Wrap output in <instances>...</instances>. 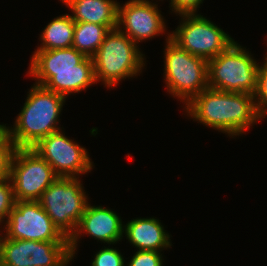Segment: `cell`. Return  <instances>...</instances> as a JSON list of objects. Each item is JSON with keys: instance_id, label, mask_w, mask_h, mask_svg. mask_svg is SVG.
<instances>
[{"instance_id": "obj_6", "label": "cell", "mask_w": 267, "mask_h": 266, "mask_svg": "<svg viewBox=\"0 0 267 266\" xmlns=\"http://www.w3.org/2000/svg\"><path fill=\"white\" fill-rule=\"evenodd\" d=\"M259 66L251 53L234 41L208 60V86L225 92L255 95Z\"/></svg>"}, {"instance_id": "obj_25", "label": "cell", "mask_w": 267, "mask_h": 266, "mask_svg": "<svg viewBox=\"0 0 267 266\" xmlns=\"http://www.w3.org/2000/svg\"><path fill=\"white\" fill-rule=\"evenodd\" d=\"M4 124H0V131L3 129Z\"/></svg>"}, {"instance_id": "obj_13", "label": "cell", "mask_w": 267, "mask_h": 266, "mask_svg": "<svg viewBox=\"0 0 267 266\" xmlns=\"http://www.w3.org/2000/svg\"><path fill=\"white\" fill-rule=\"evenodd\" d=\"M158 9L150 0H128L122 6L119 3L117 28L136 44L159 36L167 28Z\"/></svg>"}, {"instance_id": "obj_22", "label": "cell", "mask_w": 267, "mask_h": 266, "mask_svg": "<svg viewBox=\"0 0 267 266\" xmlns=\"http://www.w3.org/2000/svg\"><path fill=\"white\" fill-rule=\"evenodd\" d=\"M123 255L116 248L105 247L100 249L91 261V266H125Z\"/></svg>"}, {"instance_id": "obj_18", "label": "cell", "mask_w": 267, "mask_h": 266, "mask_svg": "<svg viewBox=\"0 0 267 266\" xmlns=\"http://www.w3.org/2000/svg\"><path fill=\"white\" fill-rule=\"evenodd\" d=\"M109 31L104 25L75 22L72 47L83 53L86 57H92L100 48Z\"/></svg>"}, {"instance_id": "obj_10", "label": "cell", "mask_w": 267, "mask_h": 266, "mask_svg": "<svg viewBox=\"0 0 267 266\" xmlns=\"http://www.w3.org/2000/svg\"><path fill=\"white\" fill-rule=\"evenodd\" d=\"M57 177L50 164L32 148L15 149L9 175L15 200L37 201Z\"/></svg>"}, {"instance_id": "obj_8", "label": "cell", "mask_w": 267, "mask_h": 266, "mask_svg": "<svg viewBox=\"0 0 267 266\" xmlns=\"http://www.w3.org/2000/svg\"><path fill=\"white\" fill-rule=\"evenodd\" d=\"M180 25L170 38L191 55L207 61L226 50L235 40L223 29L198 13L179 14Z\"/></svg>"}, {"instance_id": "obj_21", "label": "cell", "mask_w": 267, "mask_h": 266, "mask_svg": "<svg viewBox=\"0 0 267 266\" xmlns=\"http://www.w3.org/2000/svg\"><path fill=\"white\" fill-rule=\"evenodd\" d=\"M15 198L11 180L6 178L0 181V225L5 224L10 211L14 207ZM6 217V218H5ZM5 221V222H4Z\"/></svg>"}, {"instance_id": "obj_17", "label": "cell", "mask_w": 267, "mask_h": 266, "mask_svg": "<svg viewBox=\"0 0 267 266\" xmlns=\"http://www.w3.org/2000/svg\"><path fill=\"white\" fill-rule=\"evenodd\" d=\"M75 21L70 14L57 16L43 29L40 46L36 50L70 48L73 45Z\"/></svg>"}, {"instance_id": "obj_1", "label": "cell", "mask_w": 267, "mask_h": 266, "mask_svg": "<svg viewBox=\"0 0 267 266\" xmlns=\"http://www.w3.org/2000/svg\"><path fill=\"white\" fill-rule=\"evenodd\" d=\"M187 116L232 138L259 122L255 96L225 92L208 87L194 97L184 109Z\"/></svg>"}, {"instance_id": "obj_19", "label": "cell", "mask_w": 267, "mask_h": 266, "mask_svg": "<svg viewBox=\"0 0 267 266\" xmlns=\"http://www.w3.org/2000/svg\"><path fill=\"white\" fill-rule=\"evenodd\" d=\"M264 58V64L259 66L257 90L254 95L260 119L267 115V54Z\"/></svg>"}, {"instance_id": "obj_5", "label": "cell", "mask_w": 267, "mask_h": 266, "mask_svg": "<svg viewBox=\"0 0 267 266\" xmlns=\"http://www.w3.org/2000/svg\"><path fill=\"white\" fill-rule=\"evenodd\" d=\"M164 48V79L169 94L186 106L208 86V61L182 49L168 34Z\"/></svg>"}, {"instance_id": "obj_16", "label": "cell", "mask_w": 267, "mask_h": 266, "mask_svg": "<svg viewBox=\"0 0 267 266\" xmlns=\"http://www.w3.org/2000/svg\"><path fill=\"white\" fill-rule=\"evenodd\" d=\"M72 14L75 22H89L106 26L109 30L117 28L118 5L115 0H60Z\"/></svg>"}, {"instance_id": "obj_24", "label": "cell", "mask_w": 267, "mask_h": 266, "mask_svg": "<svg viewBox=\"0 0 267 266\" xmlns=\"http://www.w3.org/2000/svg\"><path fill=\"white\" fill-rule=\"evenodd\" d=\"M204 0H170V10L176 15L186 13H196ZM172 8V9H171Z\"/></svg>"}, {"instance_id": "obj_11", "label": "cell", "mask_w": 267, "mask_h": 266, "mask_svg": "<svg viewBox=\"0 0 267 266\" xmlns=\"http://www.w3.org/2000/svg\"><path fill=\"white\" fill-rule=\"evenodd\" d=\"M62 132V129L52 132L32 149L50 164L58 177L80 178L79 175L91 172L94 165L89 152Z\"/></svg>"}, {"instance_id": "obj_23", "label": "cell", "mask_w": 267, "mask_h": 266, "mask_svg": "<svg viewBox=\"0 0 267 266\" xmlns=\"http://www.w3.org/2000/svg\"><path fill=\"white\" fill-rule=\"evenodd\" d=\"M162 254L159 251L137 250L127 266H163Z\"/></svg>"}, {"instance_id": "obj_2", "label": "cell", "mask_w": 267, "mask_h": 266, "mask_svg": "<svg viewBox=\"0 0 267 266\" xmlns=\"http://www.w3.org/2000/svg\"><path fill=\"white\" fill-rule=\"evenodd\" d=\"M30 61L27 74L35 79V84L65 98L97 83L92 57L74 47L35 50Z\"/></svg>"}, {"instance_id": "obj_7", "label": "cell", "mask_w": 267, "mask_h": 266, "mask_svg": "<svg viewBox=\"0 0 267 266\" xmlns=\"http://www.w3.org/2000/svg\"><path fill=\"white\" fill-rule=\"evenodd\" d=\"M82 181L74 177H57L37 200L54 225L68 239L75 233L88 205Z\"/></svg>"}, {"instance_id": "obj_14", "label": "cell", "mask_w": 267, "mask_h": 266, "mask_svg": "<svg viewBox=\"0 0 267 266\" xmlns=\"http://www.w3.org/2000/svg\"><path fill=\"white\" fill-rule=\"evenodd\" d=\"M124 222L112 209L102 206H91L88 203L84 214L81 216L75 233L69 239V248L74 258L78 242L83 233L100 240L103 243L116 244L123 239Z\"/></svg>"}, {"instance_id": "obj_4", "label": "cell", "mask_w": 267, "mask_h": 266, "mask_svg": "<svg viewBox=\"0 0 267 266\" xmlns=\"http://www.w3.org/2000/svg\"><path fill=\"white\" fill-rule=\"evenodd\" d=\"M144 56L139 45L125 33L118 28L110 30L92 56L96 82L112 88L121 80L140 76L146 64Z\"/></svg>"}, {"instance_id": "obj_9", "label": "cell", "mask_w": 267, "mask_h": 266, "mask_svg": "<svg viewBox=\"0 0 267 266\" xmlns=\"http://www.w3.org/2000/svg\"><path fill=\"white\" fill-rule=\"evenodd\" d=\"M69 241H34L7 238L0 231V266H68Z\"/></svg>"}, {"instance_id": "obj_20", "label": "cell", "mask_w": 267, "mask_h": 266, "mask_svg": "<svg viewBox=\"0 0 267 266\" xmlns=\"http://www.w3.org/2000/svg\"><path fill=\"white\" fill-rule=\"evenodd\" d=\"M15 149L14 142L2 129L0 131V181L9 178L11 160Z\"/></svg>"}, {"instance_id": "obj_12", "label": "cell", "mask_w": 267, "mask_h": 266, "mask_svg": "<svg viewBox=\"0 0 267 266\" xmlns=\"http://www.w3.org/2000/svg\"><path fill=\"white\" fill-rule=\"evenodd\" d=\"M3 233L10 239L69 241L54 225L38 201H17L9 213Z\"/></svg>"}, {"instance_id": "obj_3", "label": "cell", "mask_w": 267, "mask_h": 266, "mask_svg": "<svg viewBox=\"0 0 267 266\" xmlns=\"http://www.w3.org/2000/svg\"><path fill=\"white\" fill-rule=\"evenodd\" d=\"M66 98L34 84L16 117L13 127L3 125V130L16 148H32L39 140L62 129L58 126Z\"/></svg>"}, {"instance_id": "obj_15", "label": "cell", "mask_w": 267, "mask_h": 266, "mask_svg": "<svg viewBox=\"0 0 267 266\" xmlns=\"http://www.w3.org/2000/svg\"><path fill=\"white\" fill-rule=\"evenodd\" d=\"M123 235L138 250L161 252L172 246L169 233L154 217L128 221L124 224Z\"/></svg>"}]
</instances>
